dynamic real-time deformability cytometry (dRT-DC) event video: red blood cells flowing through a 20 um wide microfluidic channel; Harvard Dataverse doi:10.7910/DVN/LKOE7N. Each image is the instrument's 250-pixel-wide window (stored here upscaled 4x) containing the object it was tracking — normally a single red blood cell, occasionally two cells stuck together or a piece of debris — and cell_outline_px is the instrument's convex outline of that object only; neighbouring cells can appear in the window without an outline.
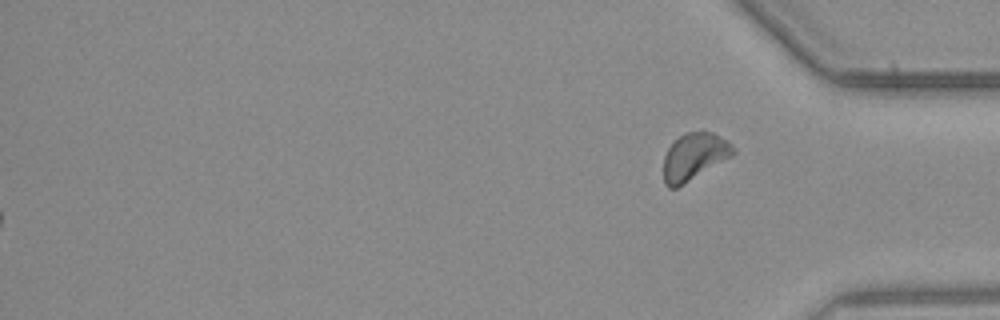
{"species": "common noctule bat (a hibernating species)", "species_latin": "Nyctalus noctula", "temperature_condition": "warm", "stored_images_in_passage": 43, "segment_of_instrument_passage": [2, 2], "camera_frame_rate_fps": 3000, "um_per_image_px": 0.085, "animal": {"sex": "male", "body_mass_g": 23.1, "forearm_length_mm": 52.7}, "frame": {"image": 1, "passage_image": 43, "time_ms": 14.0, "image_size_px": [1000, 320], "cell_outline_px": [[736, 152], [732, 156], [676, 188], [668, 188], [664, 184], [664, 156], [668, 148], [680, 136], [688, 132], [704, 128], [728, 140], [736, 148]], "centroid_in_image_um": [59.04, 13.27], "position_along_channel_um": 376.2, "area_um2": 19.25}}